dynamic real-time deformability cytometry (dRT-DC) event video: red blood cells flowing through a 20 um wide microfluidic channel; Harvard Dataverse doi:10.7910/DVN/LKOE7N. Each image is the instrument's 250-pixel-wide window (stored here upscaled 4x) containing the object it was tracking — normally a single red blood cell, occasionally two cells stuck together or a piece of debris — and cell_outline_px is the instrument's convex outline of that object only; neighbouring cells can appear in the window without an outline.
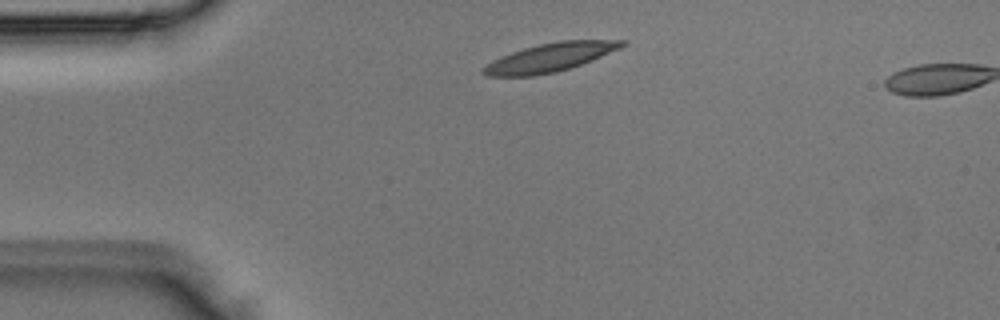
{"species": "Egyptian fruit bat (a non-hibernating species)", "species_latin": "Rousettus aegyptiacus", "temperature_condition": "room temperature", "stored_images_in_passage": 2, "segment_of_instrument_passage": [1, 2], "camera_frame_rate_fps": 3000, "um_per_image_px": 0.085, "animal": {"sex": "male"}, "frame": {"image": 1, "passage_image": 1, "time_ms": 0.0, "image_size_px": [1000, 320], "cell_outline_px": [[628, 44], [620, 48], [592, 60], [556, 72], [532, 76], [488, 76], [480, 72], [480, 68], [492, 60], [512, 52], [524, 48], [540, 44], [560, 40], [628, 40]], "centroid_in_image_um": [46.74, 4.88], "position_along_channel_um": 38.3, "area_um2": 23.0}}